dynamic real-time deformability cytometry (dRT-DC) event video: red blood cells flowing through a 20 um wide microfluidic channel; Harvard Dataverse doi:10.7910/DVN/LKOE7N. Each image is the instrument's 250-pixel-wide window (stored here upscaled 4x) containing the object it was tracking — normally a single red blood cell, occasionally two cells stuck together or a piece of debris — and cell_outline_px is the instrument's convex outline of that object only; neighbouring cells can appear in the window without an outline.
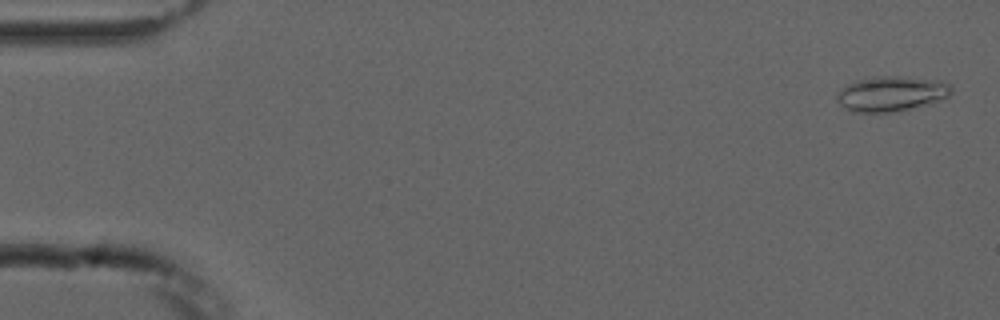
{"species": "common noctule bat (a hibernating species)", "species_latin": "Nyctalus noctula", "temperature_condition": "cold", "stored_images_in_passage": 4, "camera_frame_rate_fps": 3000, "um_per_image_px": 0.085, "animal": {"sex": "male", "forearm_length_mm": 52.5}, "frame": {"image": 1, "passage_image": 1, "time_ms": 0.0, "image_size_px": [1000, 320], "cell_outline_px": [[952, 92], [948, 96], [940, 100], [892, 112], [848, 112], [836, 100], [836, 96], [840, 88], [856, 80], [872, 76], [896, 76], [928, 80], [952, 84]], "centroid_in_image_um": [75.67, 7.97], "position_along_channel_um": 9.3, "area_um2": 23.12}}